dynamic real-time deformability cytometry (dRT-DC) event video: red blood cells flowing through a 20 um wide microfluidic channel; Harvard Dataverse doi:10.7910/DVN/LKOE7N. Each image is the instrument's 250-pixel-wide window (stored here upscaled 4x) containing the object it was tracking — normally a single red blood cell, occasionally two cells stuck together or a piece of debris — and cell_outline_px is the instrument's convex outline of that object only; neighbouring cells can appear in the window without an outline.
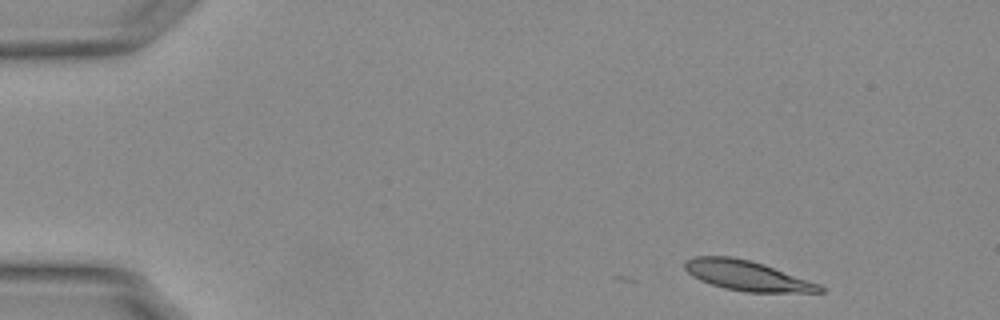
{"species": "Egyptian fruit bat (a non-hibernating species)", "species_latin": "Rousettus aegyptiacus", "temperature_condition": "warm", "stored_images_in_passage": 6, "camera_frame_rate_fps": 3000, "um_per_image_px": 0.085, "animal": {"sex": "female"}, "frame": {"image": 1, "passage_image": 1, "time_ms": 0.0, "image_size_px": [1000, 320], "cell_outline_px": [[824, 292], [744, 292], [724, 288], [700, 280], [692, 276], [684, 268], [684, 260], [696, 256], [728, 256], [748, 260], [820, 284], [824, 288]], "centroid_in_image_um": [63.44, 23.43], "position_along_channel_um": 21.6, "area_um2": 23.12}}